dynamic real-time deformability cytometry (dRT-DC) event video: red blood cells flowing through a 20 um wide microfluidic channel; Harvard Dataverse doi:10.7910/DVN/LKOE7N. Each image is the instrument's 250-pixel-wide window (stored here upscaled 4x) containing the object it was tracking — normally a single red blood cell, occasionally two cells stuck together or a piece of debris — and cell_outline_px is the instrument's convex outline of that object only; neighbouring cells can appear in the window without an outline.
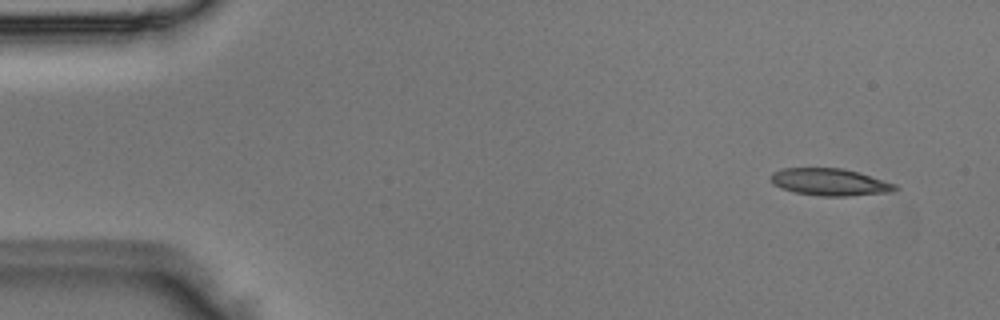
{"species": "Egyptian fruit bat (a non-hibernating species)", "species_latin": "Rousettus aegyptiacus", "temperature_condition": "room temperature", "stored_images_in_passage": 4, "camera_frame_rate_fps": 3000, "um_per_image_px": 0.085, "animal": {"sex": "male"}, "frame": {"image": 1, "passage_image": 1, "time_ms": 0.0, "image_size_px": [1000, 320], "cell_outline_px": [[900, 188], [892, 192], [848, 196], [820, 196], [796, 192], [780, 188], [772, 184], [772, 172], [784, 168], [844, 168], [860, 172], [896, 184]], "centroid_in_image_um": [70.58, 15.47], "position_along_channel_um": 14.4, "area_um2": 19.77}}
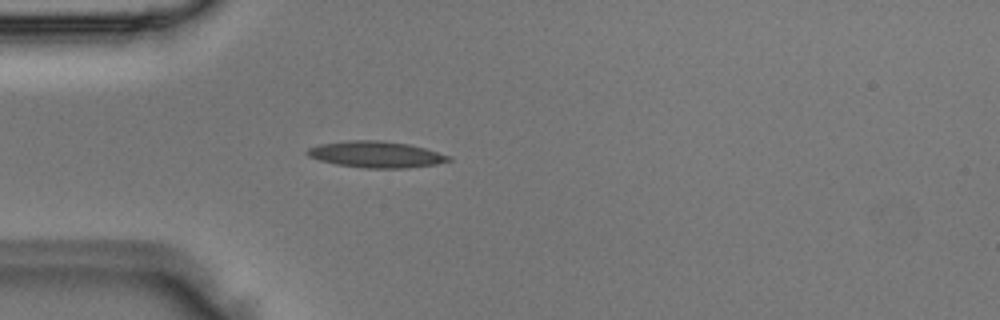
{"frame": {"image": 2, "passage_image": 4, "time_ms": 1.0, "image_size_px": [1000, 320], "cell_outline_px": [[452, 160], [436, 164], [408, 168], [364, 168], [336, 164], [320, 160], [308, 156], [304, 152], [308, 148], [320, 144], [348, 140], [380, 140], [408, 144], [424, 148], [452, 156]], "centroid_in_image_um": [31.96, 13.13], "position_along_channel_um": 53.0, "area_um2": 21.73}}